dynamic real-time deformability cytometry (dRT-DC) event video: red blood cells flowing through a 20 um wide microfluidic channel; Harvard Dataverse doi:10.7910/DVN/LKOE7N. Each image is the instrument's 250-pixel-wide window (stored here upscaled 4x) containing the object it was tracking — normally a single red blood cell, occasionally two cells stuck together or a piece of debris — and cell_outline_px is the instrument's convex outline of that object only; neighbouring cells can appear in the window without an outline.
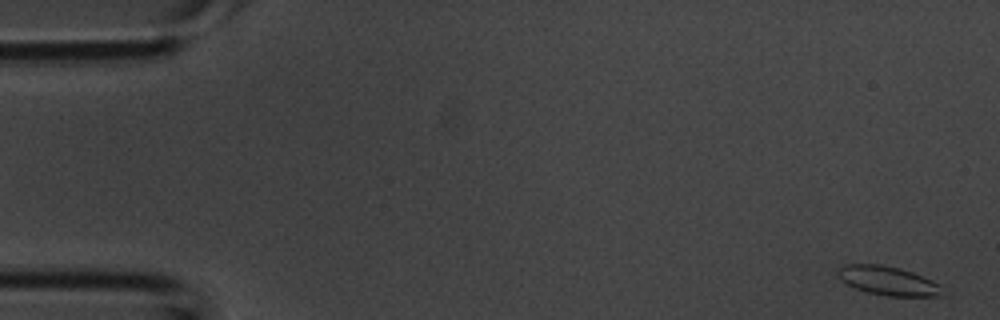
{"species": "common noctule bat (a hibernating species)", "species_latin": "Nyctalus noctula", "temperature_condition": "room temperature", "stored_images_in_passage": 42, "camera_frame_rate_fps": 3000, "um_per_image_px": 0.085, "animal": {"sex": "male", "body_mass_g": 20.1, "forearm_length_mm": 53.5}, "frame": {"image": 1, "passage_image": 1, "time_ms": 0.0, "image_size_px": [1000, 320], "cell_outline_px": [[940, 296], [888, 296], [868, 292], [856, 288], [840, 280], [836, 272], [844, 264], [880, 264], [900, 268], [912, 272], [940, 284]], "centroid_in_image_um": [75.43, 23.85], "position_along_channel_um": 9.6, "area_um2": 17.4}}
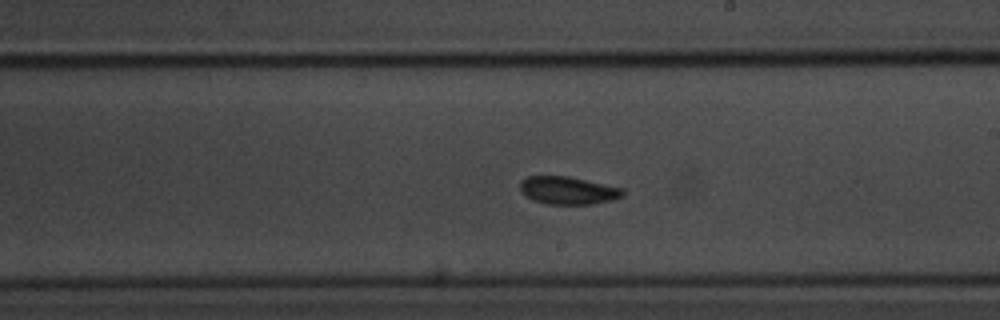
{"frame": {"image": 2, "passage_image": 24, "time_ms": 7.667, "image_size_px": [1000, 320], "cell_outline_px": [[624, 196], [612, 200], [592, 204], [548, 204], [532, 200], [524, 196], [520, 192], [520, 180], [528, 176], [568, 176], [624, 188]], "centroid_in_image_um": [48.26, 16.19], "position_along_channel_um": 240.7, "area_um2": 16.82}}
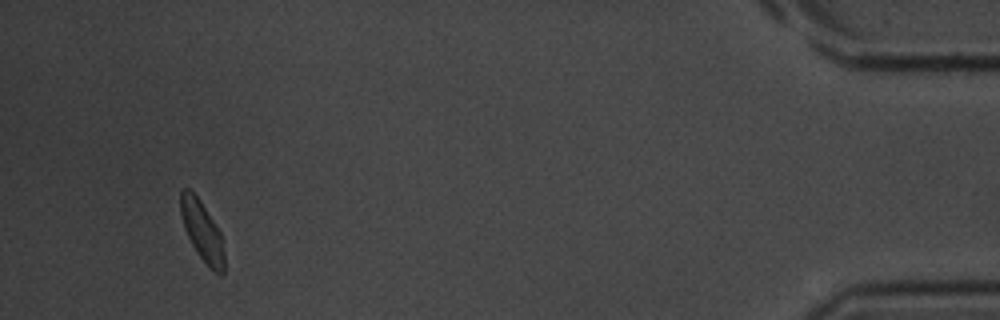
{"frame": {"image": 3, "passage_image": 40, "time_ms": 13.0, "image_size_px": [1000, 320], "cell_outline_px": [[224, 272], [220, 276], [200, 256], [192, 244], [184, 228], [180, 212], [180, 188], [188, 188], [200, 200], [220, 232], [224, 252]], "centroid_in_image_um": [17.16, 19.6], "position_along_channel_um": 418.0, "area_um2": 14.91}}